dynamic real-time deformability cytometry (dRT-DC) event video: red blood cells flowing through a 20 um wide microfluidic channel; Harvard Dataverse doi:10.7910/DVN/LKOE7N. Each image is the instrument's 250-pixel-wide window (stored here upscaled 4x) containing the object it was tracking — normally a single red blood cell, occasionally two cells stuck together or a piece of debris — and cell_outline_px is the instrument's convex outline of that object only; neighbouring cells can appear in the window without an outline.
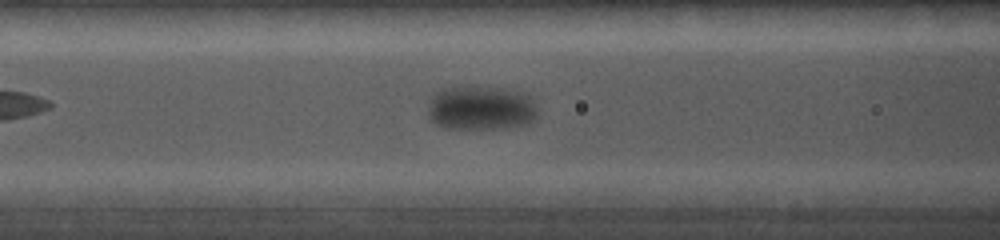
{"species": "common noctule bat (a hibernating species)", "species_latin": "Nyctalus noctula", "temperature_condition": "cold", "stored_images_in_passage": 11, "camera_frame_rate_fps": 5000, "um_per_image_px": 0.085, "animal": {"sex": "female", "body_mass_g": 19.0, "forearm_length_mm": 56.7}, "frame": {"image": 1, "passage_image": 7, "time_ms": 4.2, "image_size_px": [1000, 240], "cell_outline_px": [[536, 116], [532, 120], [524, 124], [496, 128], [444, 128], [428, 120], [428, 100], [436, 92], [444, 88], [512, 88], [528, 92], [536, 108]], "centroid_in_image_um": [40.86, 9.17], "position_along_channel_um": 125.7, "area_um2": 28.21}}